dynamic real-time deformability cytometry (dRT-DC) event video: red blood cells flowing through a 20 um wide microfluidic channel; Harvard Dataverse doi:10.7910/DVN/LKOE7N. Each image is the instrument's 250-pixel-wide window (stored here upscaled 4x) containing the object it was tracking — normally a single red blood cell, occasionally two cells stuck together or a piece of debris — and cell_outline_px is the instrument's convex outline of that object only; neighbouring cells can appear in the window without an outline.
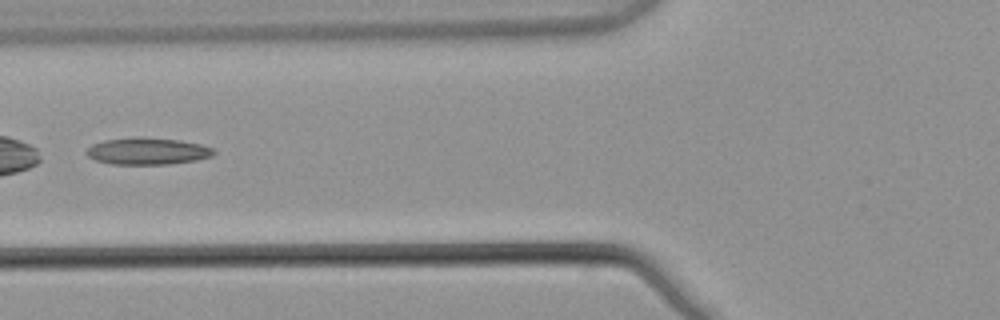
{"species": "common noctule bat (a hibernating species)", "species_latin": "Nyctalus noctula", "temperature_condition": "warm", "stored_images_in_passage": 6, "camera_frame_rate_fps": 3000, "um_per_image_px": 0.085, "animal": {"sex": "male", "body_mass_g": 21.5, "forearm_length_mm": 52.0}, "frame": {"image": 1, "passage_image": 6, "time_ms": 1.667, "image_size_px": [1000, 320], "cell_outline_px": [[216, 152], [212, 156], [196, 160], [168, 164], [112, 164], [96, 160], [88, 156], [84, 152], [92, 144], [104, 140], [136, 136], [140, 136], [180, 140], [200, 144], [212, 148]], "centroid_in_image_um": [12.52, 12.83], "position_along_channel_um": 113.3, "area_um2": 20.06}}